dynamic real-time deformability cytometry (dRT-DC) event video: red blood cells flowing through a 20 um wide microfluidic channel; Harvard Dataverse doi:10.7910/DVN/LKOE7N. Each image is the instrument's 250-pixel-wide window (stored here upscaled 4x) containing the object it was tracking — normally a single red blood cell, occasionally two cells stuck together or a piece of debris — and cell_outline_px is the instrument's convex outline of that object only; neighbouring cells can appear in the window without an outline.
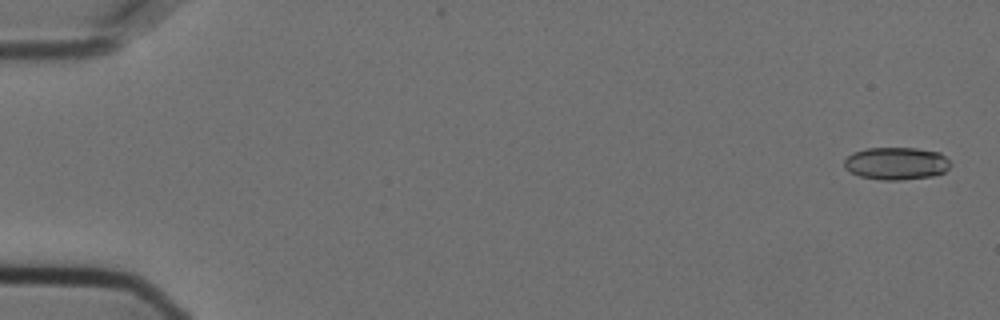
{"species": "Egyptian fruit bat (a non-hibernating species)", "species_latin": "Rousettus aegyptiacus", "temperature_condition": "cold", "stored_images_in_passage": 57, "camera_frame_rate_fps": 3000, "um_per_image_px": 0.085, "animal": {"sex": "female"}, "frame": {"image": 1, "passage_image": 2, "time_ms": 0.333, "image_size_px": [1000, 320], "cell_outline_px": [[952, 164], [944, 172], [932, 176], [900, 180], [880, 180], [860, 176], [844, 168], [844, 160], [852, 152], [868, 148], [916, 148], [940, 152]], "centroid_in_image_um": [76.18, 13.89], "position_along_channel_um": 8.8, "area_um2": 20.17}}
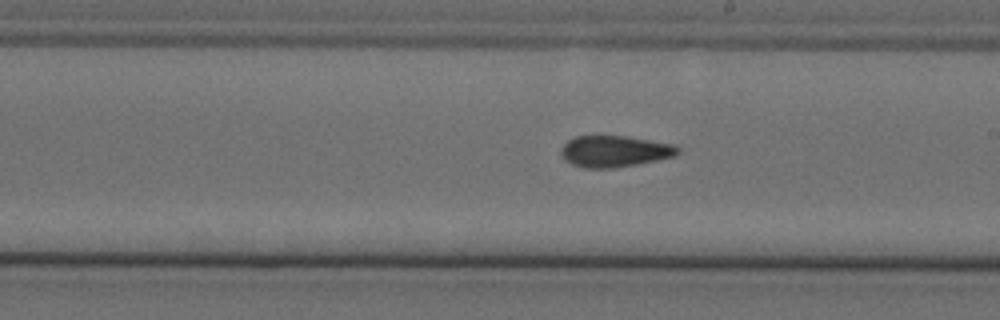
{"frame": {"image": 2, "passage_image": 33, "time_ms": 10.667, "image_size_px": [1000, 320], "cell_outline_px": [[680, 152], [676, 156], [636, 164], [612, 168], [584, 168], [572, 164], [564, 160], [560, 156], [560, 148], [568, 140], [576, 136], [624, 136], [672, 144], [680, 148]], "centroid_in_image_um": [52.2, 12.86], "position_along_channel_um": 236.8, "area_um2": 21.33}}
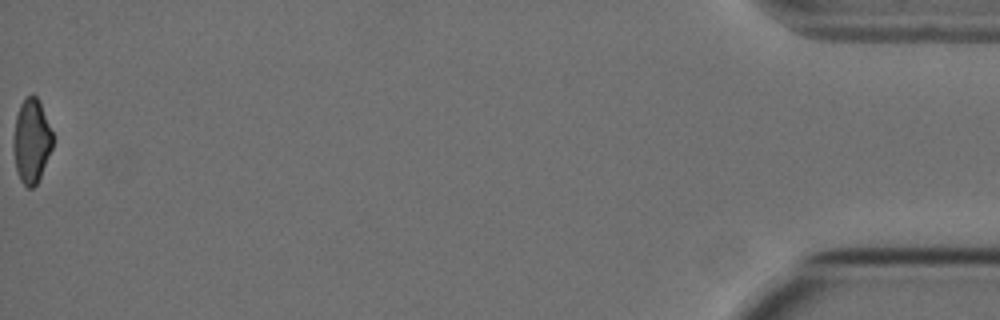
{"frame": {"image": 3, "passage_image": 57, "time_ms": 18.667, "image_size_px": [1000, 320], "cell_outline_px": [[52, 148], [40, 176], [36, 184], [32, 188], [28, 188], [20, 180], [16, 172], [12, 148], [12, 140], [16, 116], [20, 104], [32, 92], [40, 100], [52, 132]], "centroid_in_image_um": [2.65, 11.96], "position_along_channel_um": 432.6, "area_um2": 19.42}, "authors_computed_cell_mechanics": {"area_um2": 21.097, "velocity_mm_per_s": 3.6274, "shape_relaxation_time_tau1_ms": null, "shape_relaxation_time_tau2_ms": 6.1133, "deformation_change_tau1": null, "deformation_change_tau2": 0.1187}}